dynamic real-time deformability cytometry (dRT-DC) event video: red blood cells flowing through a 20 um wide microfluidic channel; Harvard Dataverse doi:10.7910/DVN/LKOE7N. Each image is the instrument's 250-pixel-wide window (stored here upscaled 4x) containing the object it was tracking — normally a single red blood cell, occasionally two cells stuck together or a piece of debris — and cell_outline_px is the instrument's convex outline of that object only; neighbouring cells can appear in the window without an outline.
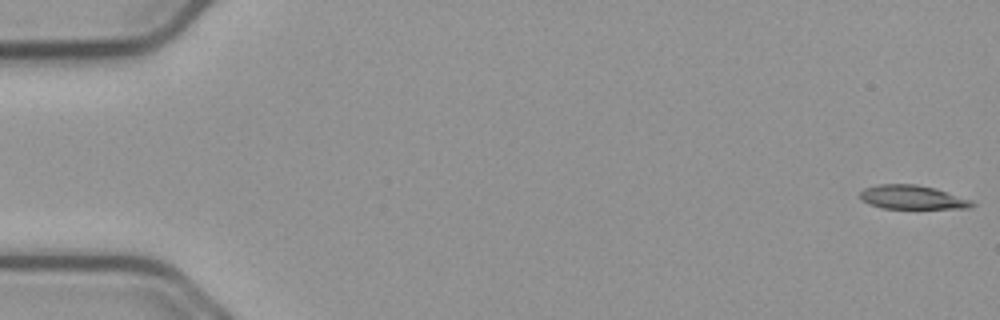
{"species": "common noctule bat (a hibernating species)", "species_latin": "Nyctalus noctula", "temperature_condition": "cold", "stored_images_in_passage": 56, "camera_frame_rate_fps": 3000, "um_per_image_px": 0.085, "animal": {"sex": "male", "body_mass_g": 23.1, "forearm_length_mm": 52.7}, "frame": {"image": 1, "passage_image": 1, "time_ms": 0.0, "image_size_px": [1000, 320], "cell_outline_px": [[976, 204], [972, 208], [884, 208], [868, 204], [860, 200], [860, 192], [864, 188], [880, 184], [916, 184], [936, 188], [972, 200]], "centroid_in_image_um": [77.55, 16.76], "position_along_channel_um": 7.5, "area_um2": 15.66}}
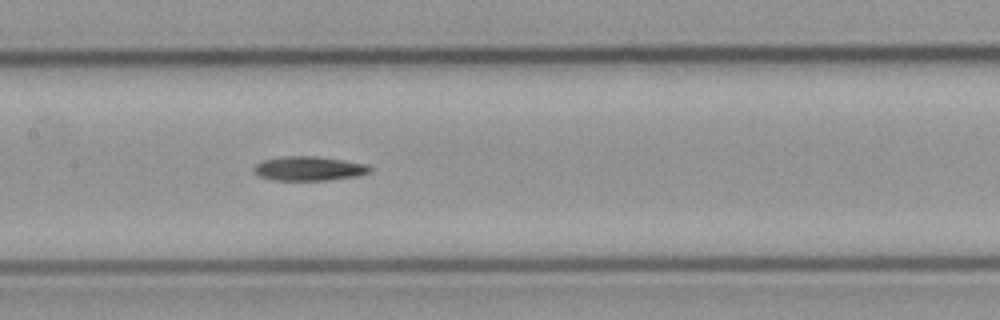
{"frame": {"image": 2, "passage_image": 27, "time_ms": 8.667, "image_size_px": [1000, 320], "cell_outline_px": [[372, 168], [368, 172], [356, 176], [328, 180], [272, 180], [260, 176], [252, 168], [256, 164], [264, 160], [284, 156], [316, 156], [344, 160], [368, 164]], "centroid_in_image_um": [26.27, 14.32], "position_along_channel_um": 181.1, "area_um2": 16.3}}
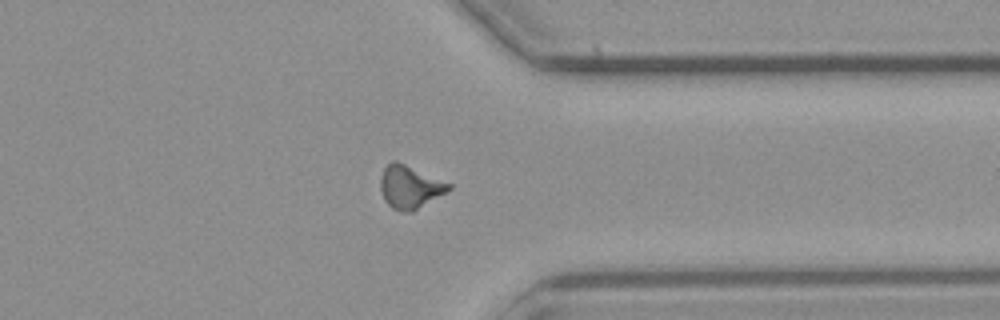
{"frame": {"image": 3, "passage_image": 43, "time_ms": 14.0, "image_size_px": [1000, 320], "cell_outline_px": [[452, 188], [412, 212], [404, 212], [392, 208], [384, 200], [380, 188], [380, 180], [384, 168], [392, 160], [396, 160], [452, 184]], "centroid_in_image_um": [34.82, 15.88], "position_along_channel_um": 376.6, "area_um2": 16.94}}